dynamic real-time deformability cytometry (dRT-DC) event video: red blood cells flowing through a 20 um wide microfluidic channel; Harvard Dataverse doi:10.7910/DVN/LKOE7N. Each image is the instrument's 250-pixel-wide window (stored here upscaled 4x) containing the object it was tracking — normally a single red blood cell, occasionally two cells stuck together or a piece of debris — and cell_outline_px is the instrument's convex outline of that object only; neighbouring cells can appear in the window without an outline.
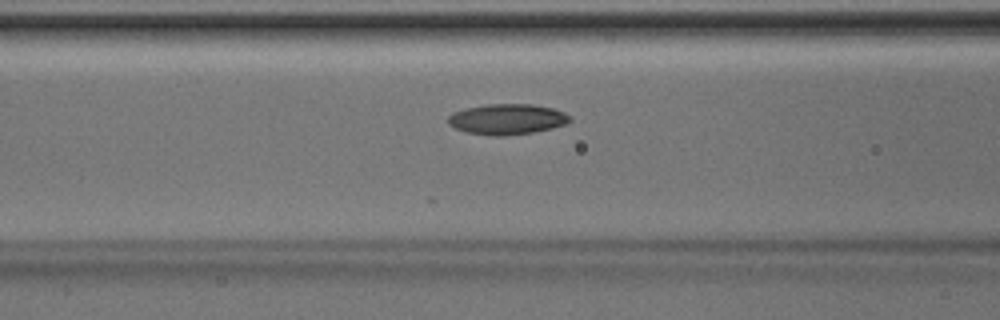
{"species": "Egyptian fruit bat (a non-hibernating species)", "species_latin": "Rousettus aegyptiacus", "temperature_condition": "room temperature", "stored_images_in_passage": 6, "camera_frame_rate_fps": 3000, "um_per_image_px": 0.085, "animal": {"sex": "male"}, "frame": {"image": 1, "passage_image": 5, "time_ms": 1.333, "image_size_px": [1000, 320], "cell_outline_px": [[572, 120], [564, 124], [552, 128], [532, 132], [504, 136], [492, 136], [468, 132], [456, 128], [448, 124], [448, 116], [452, 112], [468, 108], [488, 104], [532, 104], [552, 108], [564, 112], [572, 116]], "centroid_in_image_um": [43.12, 10.13], "position_along_channel_um": 123.5, "area_um2": 21.62}}